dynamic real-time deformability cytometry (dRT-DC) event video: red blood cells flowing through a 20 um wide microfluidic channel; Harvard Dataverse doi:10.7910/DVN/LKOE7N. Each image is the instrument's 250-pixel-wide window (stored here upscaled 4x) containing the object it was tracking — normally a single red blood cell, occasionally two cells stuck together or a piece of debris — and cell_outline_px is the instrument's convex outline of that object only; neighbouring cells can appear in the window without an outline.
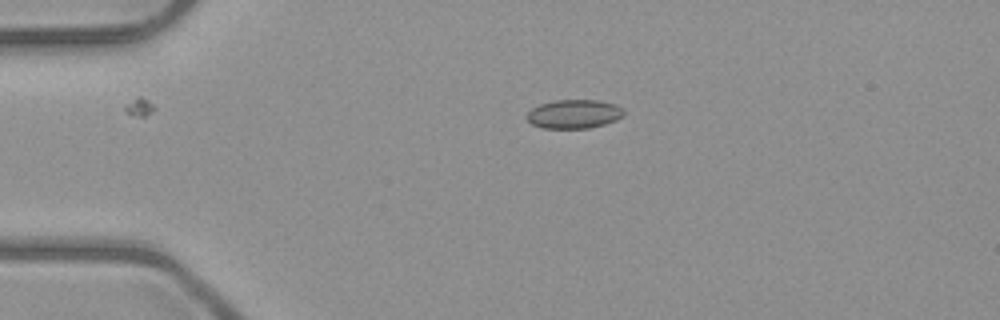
{"species": "common noctule bat (a hibernating species)", "species_latin": "Nyctalus noctula", "temperature_condition": "room temperature", "stored_images_in_passage": 3, "camera_frame_rate_fps": 3000, "um_per_image_px": 0.085, "animal": {"sex": "male", "body_mass_g": 23.1, "forearm_length_mm": 52.7}, "frame": {"image": 1, "passage_image": 1, "time_ms": 0.0, "image_size_px": [1000, 320], "cell_outline_px": [[624, 116], [616, 120], [604, 124], [588, 128], [540, 128], [532, 124], [524, 116], [532, 108], [540, 104], [556, 100], [596, 100], [616, 104], [624, 108]], "centroid_in_image_um": [48.79, 9.69], "position_along_channel_um": 36.2, "area_um2": 16.42}}
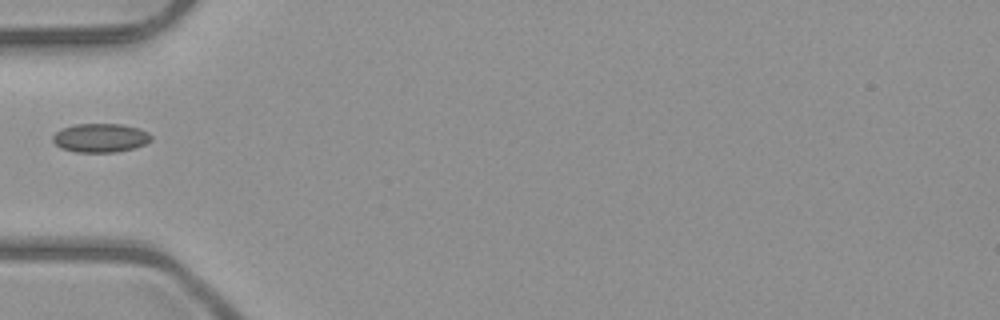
{"frame": {"image": 2, "passage_image": 3, "time_ms": 2.0, "image_size_px": [1000, 320], "cell_outline_px": [[152, 140], [144, 144], [132, 148], [116, 152], [76, 152], [60, 148], [52, 140], [52, 136], [56, 132], [64, 128], [76, 124], [120, 124], [140, 128], [148, 132], [152, 136]], "centroid_in_image_um": [8.54, 11.72], "position_along_channel_um": 76.5, "area_um2": 16.47}}